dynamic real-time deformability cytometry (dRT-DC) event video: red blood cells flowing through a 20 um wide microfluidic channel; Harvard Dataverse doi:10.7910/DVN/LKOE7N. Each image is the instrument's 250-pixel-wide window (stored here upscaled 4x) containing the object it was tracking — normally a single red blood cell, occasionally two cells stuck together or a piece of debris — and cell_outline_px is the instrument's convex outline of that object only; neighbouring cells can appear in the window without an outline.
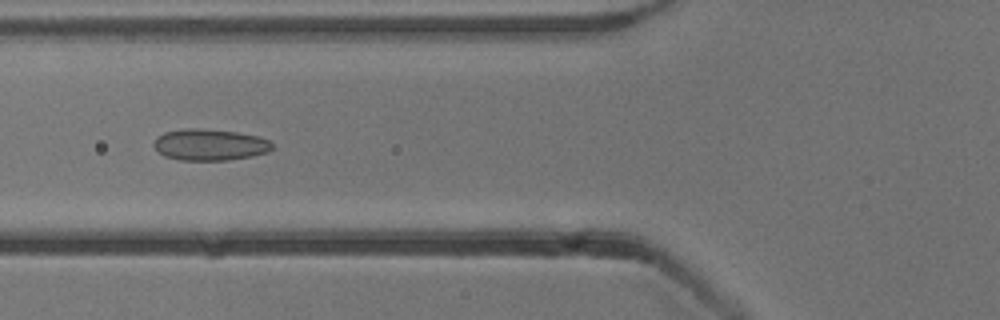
{"species": "common noctule bat (a hibernating species)", "species_latin": "Nyctalus noctula", "temperature_condition": "cold", "stored_images_in_passage": 19, "camera_frame_rate_fps": 3000, "um_per_image_px": 0.085, "animal": {"sex": "male", "body_mass_g": 13.3}, "frame": {"image": 1, "passage_image": 11, "time_ms": 3.333, "image_size_px": [1000, 320], "cell_outline_px": [[272, 148], [268, 152], [252, 156], [228, 160], [180, 160], [164, 156], [152, 144], [156, 136], [164, 132], [184, 128], [204, 128], [236, 132], [256, 136], [268, 140], [272, 144]], "centroid_in_image_um": [17.79, 12.29], "position_along_channel_um": 108.0, "area_um2": 21.73}}
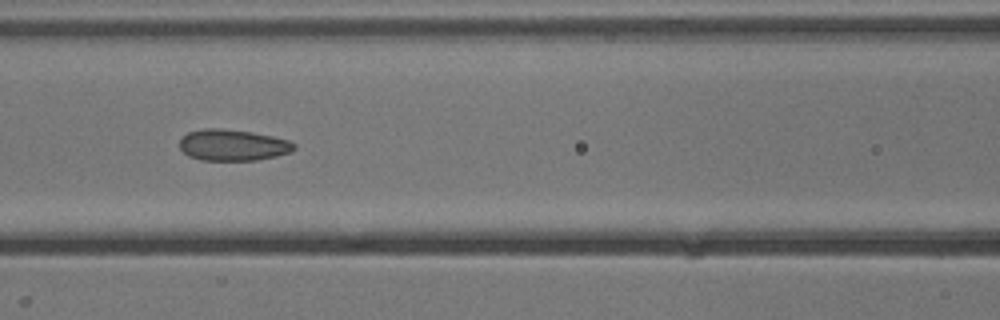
{"frame": {"image": 2, "passage_image": 14, "time_ms": 4.333, "image_size_px": [1000, 320], "cell_outline_px": [[296, 148], [292, 152], [276, 156], [256, 160], [200, 160], [188, 156], [180, 148], [180, 140], [188, 132], [204, 128], [220, 128], [252, 132], [272, 136], [288, 140], [296, 144]], "centroid_in_image_um": [19.8, 12.33], "position_along_channel_um": 146.8, "area_um2": 20.92}}